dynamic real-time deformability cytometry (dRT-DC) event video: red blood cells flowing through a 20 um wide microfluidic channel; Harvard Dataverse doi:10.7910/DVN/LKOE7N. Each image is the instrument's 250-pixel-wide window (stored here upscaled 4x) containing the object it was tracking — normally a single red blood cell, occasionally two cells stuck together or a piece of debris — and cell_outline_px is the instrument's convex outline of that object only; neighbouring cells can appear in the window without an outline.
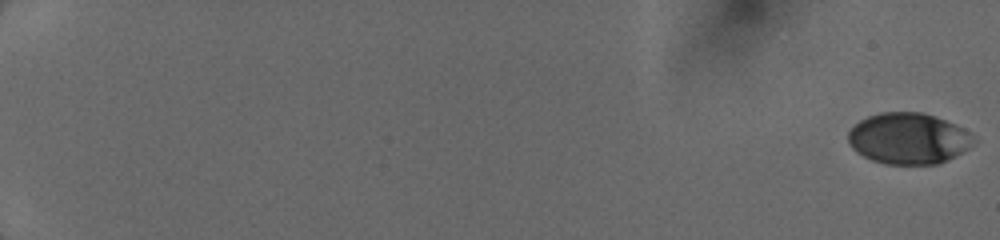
{"species": "human", "species_latin": "Homo sapiens", "temperature_condition": "cold", "stored_images_in_passage": 40, "camera_frame_rate_fps": 3000, "um_per_image_px": 0.085, "donor": {"sex": "female"}, "frame": {"image": 1, "passage_image": 1, "time_ms": 0.0, "image_size_px": [1000, 240], "cell_outline_px": [[976, 144], [956, 156], [948, 160], [936, 164], [884, 164], [872, 160], [856, 152], [848, 144], [848, 132], [860, 120], [868, 116], [880, 112], [920, 112], [956, 124], [972, 132], [976, 136]], "centroid_in_image_um": [77.26, 11.78], "position_along_channel_um": 7.7, "area_um2": 37.74}}
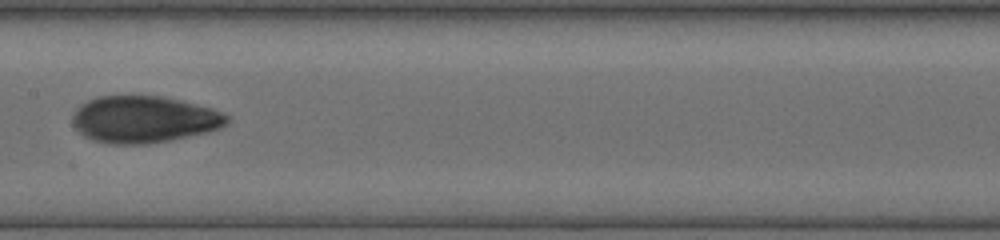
{"frame": {"image": 2, "passage_image": 23, "time_ms": 10.0, "image_size_px": [1000, 240], "cell_outline_px": [[228, 124], [220, 128], [204, 132], [168, 140], [148, 144], [112, 144], [92, 140], [84, 136], [72, 124], [72, 116], [76, 108], [80, 104], [88, 100], [100, 96], [164, 96], [184, 100], [212, 108], [228, 116]], "centroid_in_image_um": [12.21, 10.13], "position_along_channel_um": 195.2, "area_um2": 42.19}}
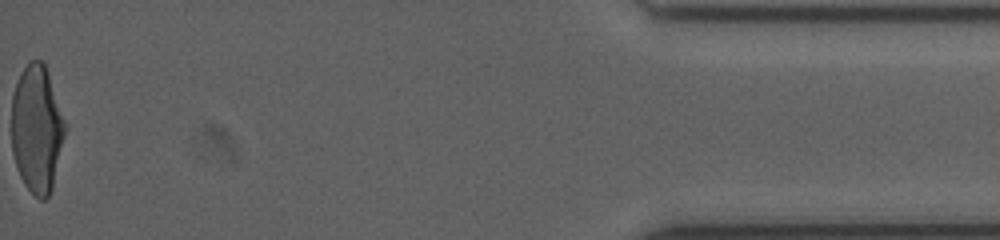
{"frame": {"image": 3, "passage_image": 40, "time_ms": 17.333, "image_size_px": [1000, 240], "cell_outline_px": [[64, 136], [52, 188], [48, 196], [44, 200], [40, 200], [24, 184], [20, 176], [12, 152], [12, 96], [16, 84], [28, 60], [44, 60], [64, 120]], "centroid_in_image_um": [3.11, 10.94], "position_along_channel_um": 432.1, "area_um2": 39.19}}